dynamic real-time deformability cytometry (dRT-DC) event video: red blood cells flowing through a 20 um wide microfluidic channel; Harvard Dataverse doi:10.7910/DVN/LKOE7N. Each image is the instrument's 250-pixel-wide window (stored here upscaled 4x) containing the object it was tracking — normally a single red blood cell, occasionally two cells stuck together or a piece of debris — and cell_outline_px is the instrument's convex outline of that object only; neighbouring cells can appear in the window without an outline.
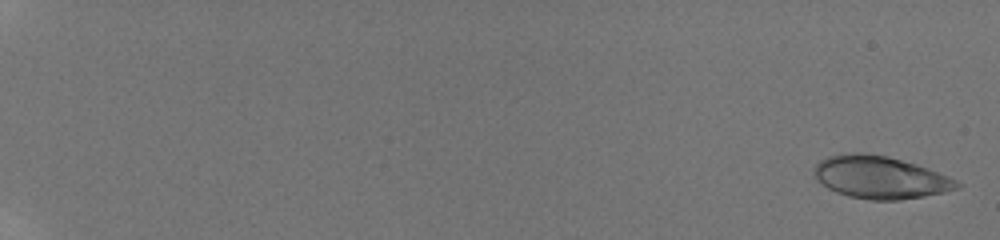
{"species": "human", "species_latin": "Homo sapiens", "temperature_condition": "room temperature", "stored_images_in_passage": 56, "camera_frame_rate_fps": 3000, "um_per_image_px": 0.085, "donor": {"sex": "male"}, "frame": {"image": 1, "passage_image": 1, "time_ms": 0.0, "image_size_px": [1000, 240], "cell_outline_px": [[960, 188], [944, 192], [924, 196], [900, 200], [868, 200], [848, 196], [836, 192], [828, 188], [816, 180], [816, 164], [820, 160], [828, 156], [844, 152], [864, 152], [888, 156], [916, 164], [928, 168], [948, 176], [956, 180], [960, 184]], "centroid_in_image_um": [74.81, 15.07], "position_along_channel_um": 10.2, "area_um2": 35.49}}
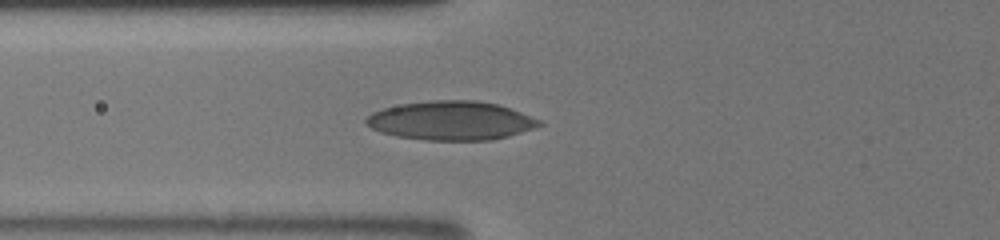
{"frame": {"image": 2, "passage_image": 19, "time_ms": 7.667, "image_size_px": [1000, 240], "cell_outline_px": [[544, 124], [508, 136], [492, 140], [424, 140], [396, 136], [380, 132], [364, 124], [364, 120], [372, 112], [384, 108], [400, 104], [428, 100], [476, 100], [500, 104], [540, 120]], "centroid_in_image_um": [38.3, 10.24], "position_along_channel_um": 87.5, "area_um2": 39.36}}
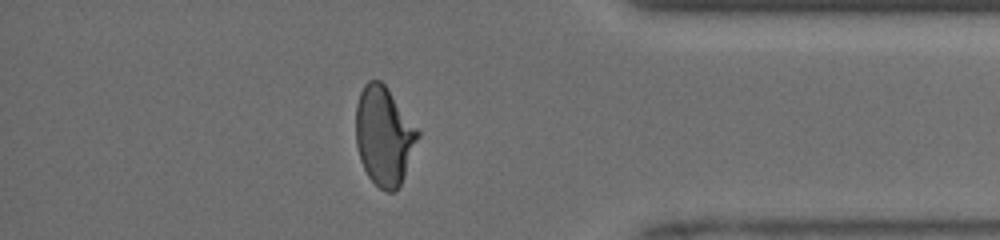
{"frame": {"image": 3, "passage_image": 46, "time_ms": 15.667, "image_size_px": [1000, 240], "cell_outline_px": [[420, 136], [400, 184], [392, 192], [384, 192], [368, 176], [360, 160], [356, 144], [356, 104], [360, 92], [364, 84], [368, 80], [380, 80], [388, 88], [420, 132]], "centroid_in_image_um": [32.63, 11.53], "position_along_channel_um": 402.6, "area_um2": 35.49}, "authors_computed_cell_mechanics": {"area_um2": 35.3447, "velocity_mm_per_s": 4.1176, "shape_relaxation_time_tau1_ms": 9.4576, "shape_relaxation_time_tau2_ms": 0.9541, "deformation_change_tau1": 0.2192, "deformation_change_tau2": 0.0513}}